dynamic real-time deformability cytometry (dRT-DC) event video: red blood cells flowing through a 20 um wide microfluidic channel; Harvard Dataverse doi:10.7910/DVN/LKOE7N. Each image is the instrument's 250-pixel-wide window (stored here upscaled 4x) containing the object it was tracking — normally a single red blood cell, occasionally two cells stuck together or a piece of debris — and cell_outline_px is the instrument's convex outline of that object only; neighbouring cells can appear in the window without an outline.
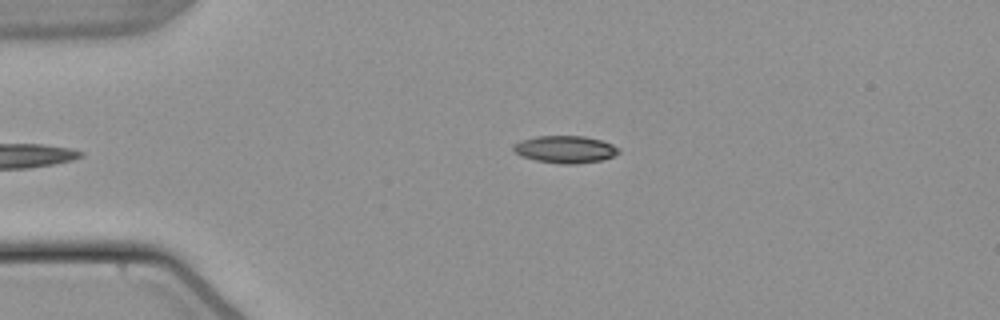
{"species": "common noctule bat (a hibernating species)", "species_latin": "Nyctalus noctula", "temperature_condition": "warm", "stored_images_in_passage": 35, "camera_frame_rate_fps": 3000, "um_per_image_px": 0.085, "animal": {"sex": "male", "body_mass_g": 21.5, "forearm_length_mm": 52.0}, "frame": {"image": 1, "passage_image": 2, "time_ms": 0.333, "image_size_px": [1000, 320], "cell_outline_px": [[620, 152], [612, 156], [600, 160], [576, 164], [560, 164], [536, 160], [520, 156], [512, 148], [512, 144], [520, 140], [536, 136], [584, 136], [600, 140], [612, 144], [620, 148]], "centroid_in_image_um": [48.01, 12.69], "position_along_channel_um": 37.0, "area_um2": 16.76}}
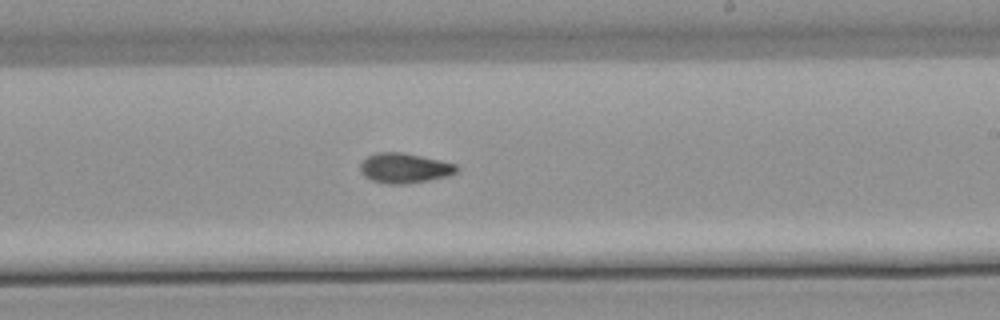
{"frame": {"image": 2, "passage_image": 22, "time_ms": 7.0, "image_size_px": [1000, 320], "cell_outline_px": [[460, 168], [456, 172], [448, 176], [428, 180], [404, 184], [388, 184], [372, 180], [364, 176], [360, 172], [360, 164], [368, 156], [376, 152], [404, 152], [440, 160], [456, 164]], "centroid_in_image_um": [34.38, 14.28], "position_along_channel_um": 254.6, "area_um2": 16.88}}
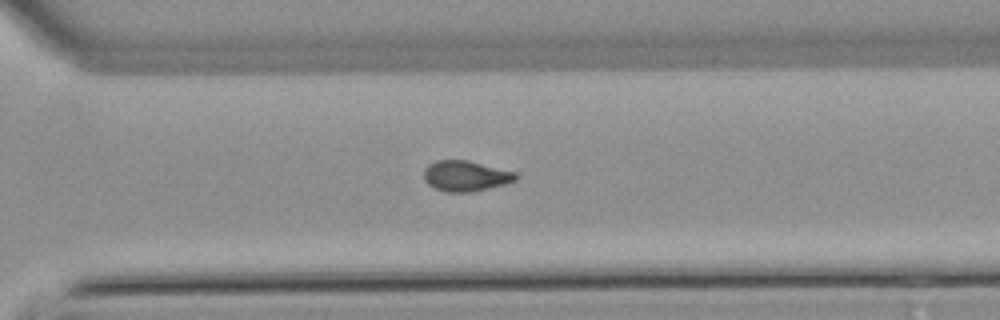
{"frame": {"image": 3, "passage_image": 28, "time_ms": 9.0, "image_size_px": [1000, 320], "cell_outline_px": [[516, 180], [504, 184], [468, 192], [448, 192], [436, 188], [428, 184], [424, 180], [424, 168], [428, 164], [436, 160], [468, 160], [516, 172]], "centroid_in_image_um": [39.55, 14.94], "position_along_channel_um": 331.1, "area_um2": 16.18}, "authors_computed_cell_mechanics": {"area_um2": 16.762, "velocity_mm_per_s": 3.8342, "shape_relaxation_time_tau1_ms": null, "shape_relaxation_time_tau2_ms": 3.8033, "deformation_change_tau1": null, "deformation_change_tau2": 0.0914}}